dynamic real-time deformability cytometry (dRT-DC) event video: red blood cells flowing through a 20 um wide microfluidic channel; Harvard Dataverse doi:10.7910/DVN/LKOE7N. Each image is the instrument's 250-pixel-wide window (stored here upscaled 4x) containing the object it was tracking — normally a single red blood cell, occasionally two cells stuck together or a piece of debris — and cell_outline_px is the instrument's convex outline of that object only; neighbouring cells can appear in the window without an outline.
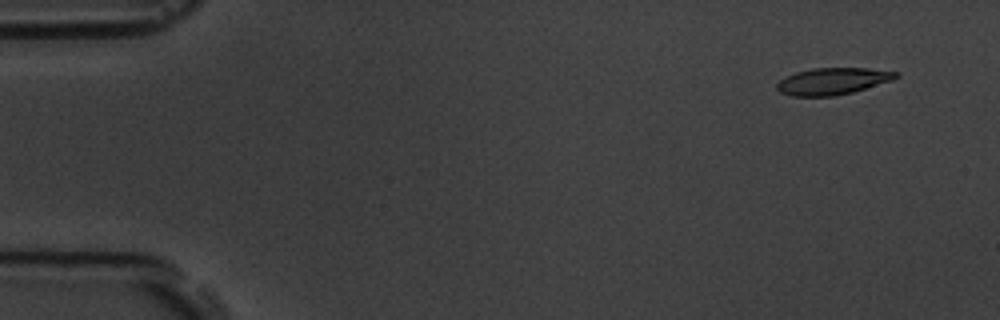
{"species": "common noctule bat (a hibernating species)", "species_latin": "Nyctalus noctula", "temperature_condition": "room temperature", "stored_images_in_passage": 5, "camera_frame_rate_fps": 3000, "um_per_image_px": 0.085, "animal": {"sex": "male", "body_mass_g": 19.5, "forearm_length_mm": 54.6}, "frame": {"image": 1, "passage_image": 1, "time_ms": 0.0, "image_size_px": [1000, 320], "cell_outline_px": [[900, 76], [892, 80], [852, 92], [832, 96], [792, 96], [780, 92], [776, 88], [776, 84], [784, 76], [796, 72], [812, 68], [868, 68], [900, 72]], "centroid_in_image_um": [70.76, 6.89], "position_along_channel_um": 14.2, "area_um2": 18.61}}
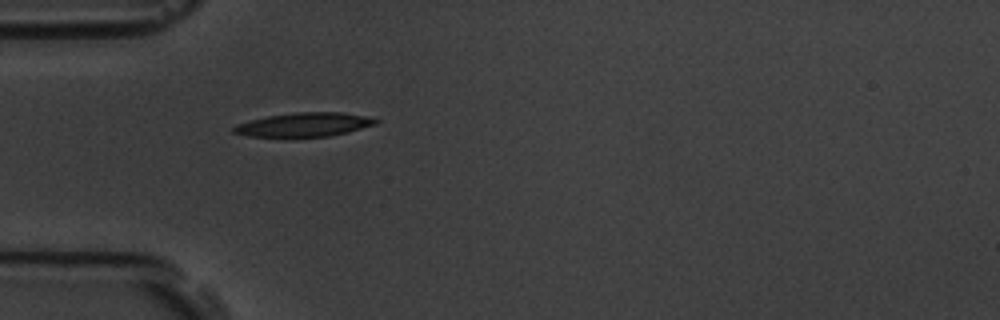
{"frame": {"image": 2, "passage_image": 5, "time_ms": 4.333, "image_size_px": [1000, 320], "cell_outline_px": [[380, 120], [376, 124], [348, 132], [328, 136], [248, 136], [232, 132], [232, 128], [236, 124], [268, 116], [296, 112], [340, 112], [364, 116]], "centroid_in_image_um": [25.85, 10.59], "position_along_channel_um": 59.1, "area_um2": 19.42}}